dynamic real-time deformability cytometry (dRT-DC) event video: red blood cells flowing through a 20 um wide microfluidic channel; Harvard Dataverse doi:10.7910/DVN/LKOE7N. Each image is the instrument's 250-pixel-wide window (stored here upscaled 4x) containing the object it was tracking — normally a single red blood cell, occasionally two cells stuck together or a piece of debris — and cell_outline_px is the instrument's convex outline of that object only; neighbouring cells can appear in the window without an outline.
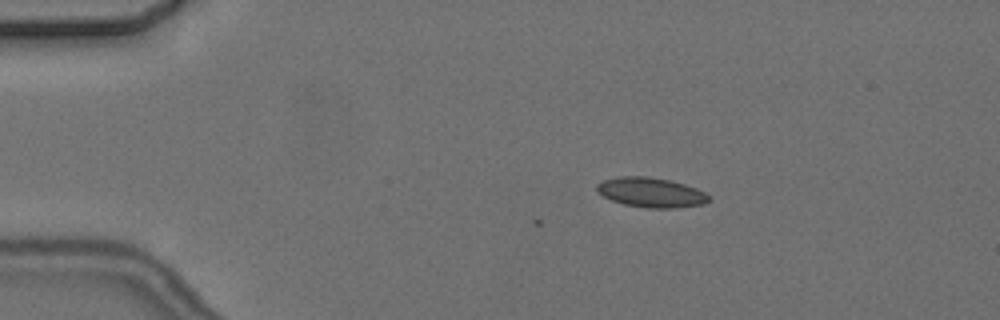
{"species": "common noctule bat (a hibernating species)", "species_latin": "Nyctalus noctula", "temperature_condition": "cold", "stored_images_in_passage": 5, "camera_frame_rate_fps": 3000, "um_per_image_px": 0.085, "animal": {"sex": "female", "body_mass_g": 24.6, "forearm_length_mm": 56.2}, "frame": {"image": 1, "passage_image": 3, "time_ms": 2.333, "image_size_px": [1000, 320], "cell_outline_px": [[712, 200], [704, 204], [672, 208], [648, 208], [624, 204], [612, 200], [604, 196], [596, 188], [596, 184], [604, 180], [616, 176], [648, 176], [672, 180], [696, 188], [712, 196]], "centroid_in_image_um": [55.38, 16.35], "position_along_channel_um": 29.6, "area_um2": 19.54}}